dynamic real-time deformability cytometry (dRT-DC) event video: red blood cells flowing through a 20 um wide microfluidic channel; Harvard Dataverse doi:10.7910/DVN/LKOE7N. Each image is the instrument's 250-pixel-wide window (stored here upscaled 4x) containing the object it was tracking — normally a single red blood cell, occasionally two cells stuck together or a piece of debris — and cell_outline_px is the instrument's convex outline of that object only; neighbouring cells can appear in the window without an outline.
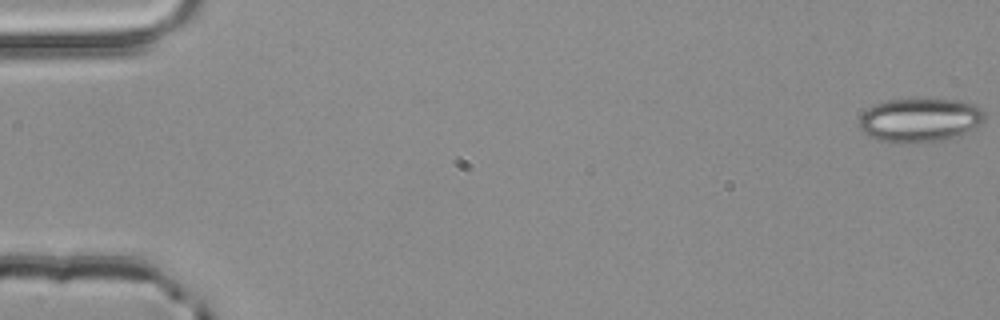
{"species": "common noctule bat (a hibernating species)", "species_latin": "Nyctalus noctula", "temperature_condition": "room temperature", "stored_images_in_passage": 54, "camera_frame_rate_fps": 3000, "um_per_image_px": 0.085, "animal": {"sex": "male", "body_mass_g": 20.4}, "frame": {"image": 1, "passage_image": 1, "time_ms": 0.0, "image_size_px": [1000, 320], "cell_outline_px": [[984, 120], [980, 124], [964, 132], [952, 136], [936, 140], [896, 144], [892, 144], [876, 140], [864, 132], [860, 128], [860, 116], [868, 108], [876, 104], [888, 100], [960, 100], [976, 104], [984, 112]], "centroid_in_image_um": [78.15, 10.2], "position_along_channel_um": 6.9, "area_um2": 31.56}}
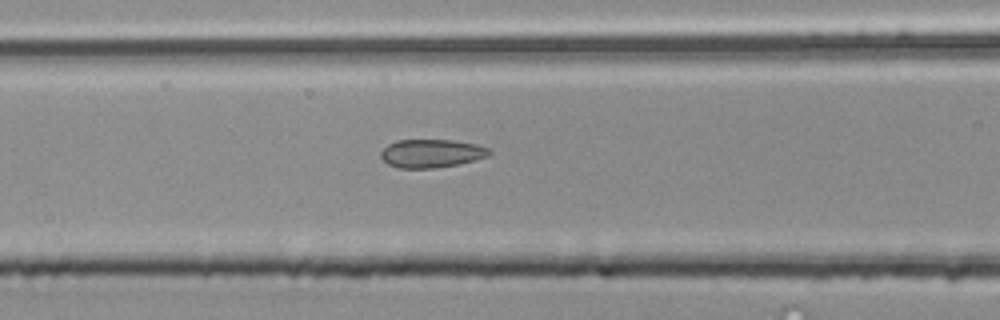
{"frame": {"image": 2, "passage_image": 23, "time_ms": 7.333, "image_size_px": [1000, 320], "cell_outline_px": [[492, 152], [488, 156], [456, 164], [432, 168], [400, 168], [388, 164], [380, 156], [380, 152], [388, 144], [396, 140], [452, 140], [476, 144], [492, 148]], "centroid_in_image_um": [36.67, 13.02], "position_along_channel_um": 129.9, "area_um2": 17.8}}
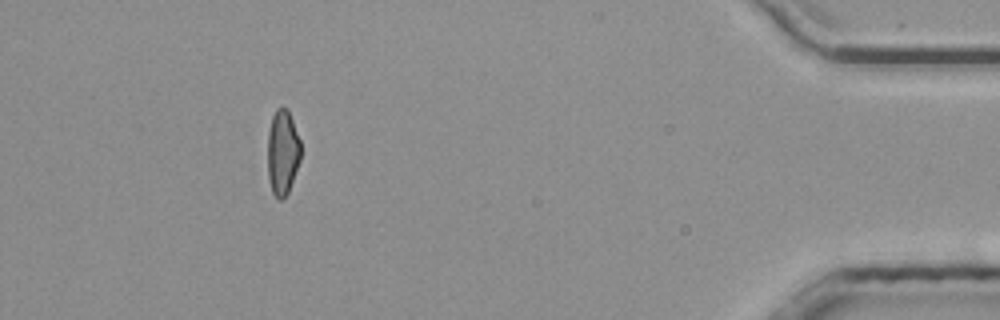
{"frame": {"image": 3, "passage_image": 49, "time_ms": 16.0, "image_size_px": [1000, 320], "cell_outline_px": [[300, 160], [288, 192], [280, 200], [276, 200], [272, 192], [268, 176], [268, 132], [272, 116], [276, 108], [288, 108], [300, 140]], "centroid_in_image_um": [24.01, 12.94], "position_along_channel_um": 411.2, "area_um2": 16.42}, "authors_computed_cell_mechanics": {"area_um2": 17.629, "velocity_mm_per_s": 3.9645, "shape_relaxation_time_tau1_ms": 6.9022, "shape_relaxation_time_tau2_ms": 1.4762, "deformation_change_tau1": 0.1211, "deformation_change_tau2": 0.0943}}